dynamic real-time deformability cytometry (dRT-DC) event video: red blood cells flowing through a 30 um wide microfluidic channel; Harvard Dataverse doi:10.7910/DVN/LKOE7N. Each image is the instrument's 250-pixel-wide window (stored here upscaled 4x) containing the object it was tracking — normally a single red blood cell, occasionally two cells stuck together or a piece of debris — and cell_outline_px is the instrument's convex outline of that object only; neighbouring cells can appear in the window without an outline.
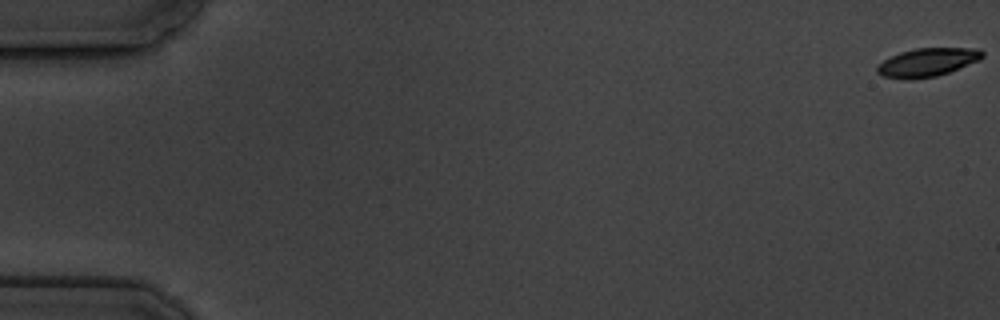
{"species": "common noctule bat (a hibernating species)", "species_latin": "Nyctalus noctula", "temperature_condition": "cold", "stored_images_in_passage": 6, "camera_frame_rate_fps": 3000, "um_per_image_px": 0.085, "animal": {"sex": "male", "body_mass_g": 19.5, "forearm_length_mm": 54.6}, "frame": {"image": 1, "passage_image": 1, "time_ms": 0.0, "image_size_px": [1000, 320], "cell_outline_px": [[984, 56], [980, 60], [948, 72], [936, 76], [884, 76], [876, 72], [876, 68], [884, 60], [900, 52], [916, 48], [980, 48], [984, 52]], "centroid_in_image_um": [78.93, 5.23], "position_along_channel_um": 6.1, "area_um2": 16.59}}